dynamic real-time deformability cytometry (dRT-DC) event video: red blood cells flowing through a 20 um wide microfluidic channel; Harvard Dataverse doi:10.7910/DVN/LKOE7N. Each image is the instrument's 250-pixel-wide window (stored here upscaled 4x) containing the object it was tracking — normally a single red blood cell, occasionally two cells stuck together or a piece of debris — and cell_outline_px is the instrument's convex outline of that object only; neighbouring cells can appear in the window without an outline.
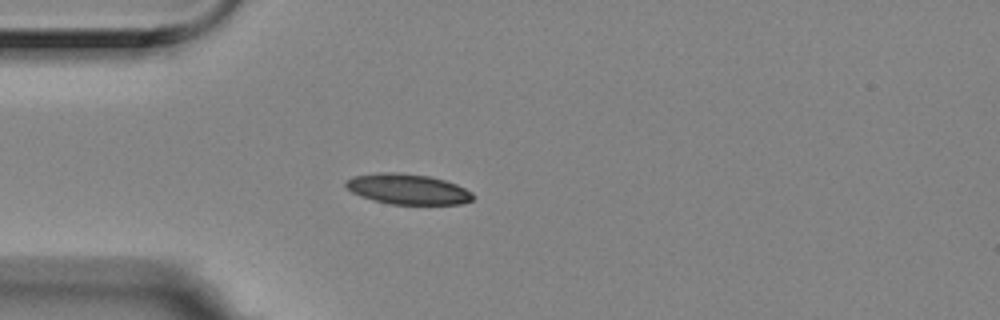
{"species": "Egyptian fruit bat (a non-hibernating species)", "species_latin": "Rousettus aegyptiacus", "temperature_condition": "room temperature", "stored_images_in_passage": 5, "camera_frame_rate_fps": 3000, "um_per_image_px": 0.085, "animal": {"sex": "female"}, "frame": {"image": 1, "passage_image": 5, "time_ms": 1.333, "image_size_px": [1000, 320], "cell_outline_px": [[476, 196], [472, 200], [460, 204], [392, 204], [360, 196], [352, 192], [344, 184], [344, 180], [352, 176], [380, 172], [400, 172], [428, 176], [444, 180], [456, 184], [472, 192]], "centroid_in_image_um": [34.65, 16.06], "position_along_channel_um": 50.4, "area_um2": 22.54}}